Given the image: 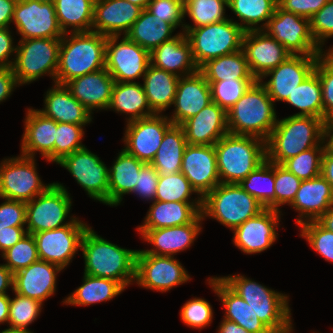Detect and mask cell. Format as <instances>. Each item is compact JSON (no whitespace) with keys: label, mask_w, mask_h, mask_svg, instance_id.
I'll return each instance as SVG.
<instances>
[{"label":"cell","mask_w":333,"mask_h":333,"mask_svg":"<svg viewBox=\"0 0 333 333\" xmlns=\"http://www.w3.org/2000/svg\"><path fill=\"white\" fill-rule=\"evenodd\" d=\"M84 274L119 282L124 288L135 280L138 250H129L113 244L88 227L81 240Z\"/></svg>","instance_id":"2"},{"label":"cell","mask_w":333,"mask_h":333,"mask_svg":"<svg viewBox=\"0 0 333 333\" xmlns=\"http://www.w3.org/2000/svg\"><path fill=\"white\" fill-rule=\"evenodd\" d=\"M327 144V124L323 119L292 115L277 120L266 141V159L283 164L303 151Z\"/></svg>","instance_id":"1"},{"label":"cell","mask_w":333,"mask_h":333,"mask_svg":"<svg viewBox=\"0 0 333 333\" xmlns=\"http://www.w3.org/2000/svg\"><path fill=\"white\" fill-rule=\"evenodd\" d=\"M210 303L202 298H192L187 301L180 310V317L188 327L203 329L209 326L213 319V311Z\"/></svg>","instance_id":"56"},{"label":"cell","mask_w":333,"mask_h":333,"mask_svg":"<svg viewBox=\"0 0 333 333\" xmlns=\"http://www.w3.org/2000/svg\"><path fill=\"white\" fill-rule=\"evenodd\" d=\"M186 146L183 128L180 125H172L164 134L161 145L150 163L159 176L180 172Z\"/></svg>","instance_id":"39"},{"label":"cell","mask_w":333,"mask_h":333,"mask_svg":"<svg viewBox=\"0 0 333 333\" xmlns=\"http://www.w3.org/2000/svg\"><path fill=\"white\" fill-rule=\"evenodd\" d=\"M1 256L7 261L5 266L13 274L39 260L33 234L24 235L19 242L7 249Z\"/></svg>","instance_id":"49"},{"label":"cell","mask_w":333,"mask_h":333,"mask_svg":"<svg viewBox=\"0 0 333 333\" xmlns=\"http://www.w3.org/2000/svg\"><path fill=\"white\" fill-rule=\"evenodd\" d=\"M319 56L290 55L267 72L259 81L274 101H286L290 94L313 71ZM267 81L262 79L269 77Z\"/></svg>","instance_id":"19"},{"label":"cell","mask_w":333,"mask_h":333,"mask_svg":"<svg viewBox=\"0 0 333 333\" xmlns=\"http://www.w3.org/2000/svg\"><path fill=\"white\" fill-rule=\"evenodd\" d=\"M35 158L24 155L2 160L0 164V198L28 202L45 192L53 183L44 185Z\"/></svg>","instance_id":"11"},{"label":"cell","mask_w":333,"mask_h":333,"mask_svg":"<svg viewBox=\"0 0 333 333\" xmlns=\"http://www.w3.org/2000/svg\"><path fill=\"white\" fill-rule=\"evenodd\" d=\"M199 71L207 82H220L233 79H255L251 74L242 50L208 60Z\"/></svg>","instance_id":"42"},{"label":"cell","mask_w":333,"mask_h":333,"mask_svg":"<svg viewBox=\"0 0 333 333\" xmlns=\"http://www.w3.org/2000/svg\"><path fill=\"white\" fill-rule=\"evenodd\" d=\"M214 147L220 183L239 184L266 160V142L254 136L228 133Z\"/></svg>","instance_id":"6"},{"label":"cell","mask_w":333,"mask_h":333,"mask_svg":"<svg viewBox=\"0 0 333 333\" xmlns=\"http://www.w3.org/2000/svg\"><path fill=\"white\" fill-rule=\"evenodd\" d=\"M145 163L124 149L119 152L113 166L109 169V205L117 206L123 196L133 192L138 176Z\"/></svg>","instance_id":"36"},{"label":"cell","mask_w":333,"mask_h":333,"mask_svg":"<svg viewBox=\"0 0 333 333\" xmlns=\"http://www.w3.org/2000/svg\"><path fill=\"white\" fill-rule=\"evenodd\" d=\"M61 38H31L19 40L12 70L19 85L31 83L49 74H57Z\"/></svg>","instance_id":"9"},{"label":"cell","mask_w":333,"mask_h":333,"mask_svg":"<svg viewBox=\"0 0 333 333\" xmlns=\"http://www.w3.org/2000/svg\"><path fill=\"white\" fill-rule=\"evenodd\" d=\"M56 164L67 169L89 197L109 205V169L97 155L84 147Z\"/></svg>","instance_id":"13"},{"label":"cell","mask_w":333,"mask_h":333,"mask_svg":"<svg viewBox=\"0 0 333 333\" xmlns=\"http://www.w3.org/2000/svg\"><path fill=\"white\" fill-rule=\"evenodd\" d=\"M159 175L151 164H144L140 170L133 192L142 199L155 201Z\"/></svg>","instance_id":"60"},{"label":"cell","mask_w":333,"mask_h":333,"mask_svg":"<svg viewBox=\"0 0 333 333\" xmlns=\"http://www.w3.org/2000/svg\"><path fill=\"white\" fill-rule=\"evenodd\" d=\"M265 207L239 184L220 183L202 198L201 215L211 217L232 231Z\"/></svg>","instance_id":"7"},{"label":"cell","mask_w":333,"mask_h":333,"mask_svg":"<svg viewBox=\"0 0 333 333\" xmlns=\"http://www.w3.org/2000/svg\"><path fill=\"white\" fill-rule=\"evenodd\" d=\"M9 27L0 28V69L12 67L14 61L9 60L10 55L16 53Z\"/></svg>","instance_id":"62"},{"label":"cell","mask_w":333,"mask_h":333,"mask_svg":"<svg viewBox=\"0 0 333 333\" xmlns=\"http://www.w3.org/2000/svg\"><path fill=\"white\" fill-rule=\"evenodd\" d=\"M281 211L265 208L233 230V243L246 254L261 253L277 238Z\"/></svg>","instance_id":"22"},{"label":"cell","mask_w":333,"mask_h":333,"mask_svg":"<svg viewBox=\"0 0 333 333\" xmlns=\"http://www.w3.org/2000/svg\"><path fill=\"white\" fill-rule=\"evenodd\" d=\"M71 200L63 184L53 182L45 192L26 202L27 233L35 234L71 224L77 218L73 216L65 222L70 213Z\"/></svg>","instance_id":"10"},{"label":"cell","mask_w":333,"mask_h":333,"mask_svg":"<svg viewBox=\"0 0 333 333\" xmlns=\"http://www.w3.org/2000/svg\"><path fill=\"white\" fill-rule=\"evenodd\" d=\"M228 0H184V16L189 15L194 25L184 24L183 31L227 20Z\"/></svg>","instance_id":"46"},{"label":"cell","mask_w":333,"mask_h":333,"mask_svg":"<svg viewBox=\"0 0 333 333\" xmlns=\"http://www.w3.org/2000/svg\"><path fill=\"white\" fill-rule=\"evenodd\" d=\"M263 30L291 55L320 56L325 53L311 34L310 19L283 11L278 6Z\"/></svg>","instance_id":"12"},{"label":"cell","mask_w":333,"mask_h":333,"mask_svg":"<svg viewBox=\"0 0 333 333\" xmlns=\"http://www.w3.org/2000/svg\"><path fill=\"white\" fill-rule=\"evenodd\" d=\"M142 8L126 0H96L92 31L109 36H124L135 23ZM94 29V30H93Z\"/></svg>","instance_id":"23"},{"label":"cell","mask_w":333,"mask_h":333,"mask_svg":"<svg viewBox=\"0 0 333 333\" xmlns=\"http://www.w3.org/2000/svg\"><path fill=\"white\" fill-rule=\"evenodd\" d=\"M150 64L178 77L188 76L199 71L184 32L176 34L173 39L163 42L153 49L150 52Z\"/></svg>","instance_id":"31"},{"label":"cell","mask_w":333,"mask_h":333,"mask_svg":"<svg viewBox=\"0 0 333 333\" xmlns=\"http://www.w3.org/2000/svg\"><path fill=\"white\" fill-rule=\"evenodd\" d=\"M35 1H38V2H50V3H53L54 2V0H35Z\"/></svg>","instance_id":"74"},{"label":"cell","mask_w":333,"mask_h":333,"mask_svg":"<svg viewBox=\"0 0 333 333\" xmlns=\"http://www.w3.org/2000/svg\"><path fill=\"white\" fill-rule=\"evenodd\" d=\"M187 144L215 145L228 134L227 113L215 102L209 103L198 114L180 125Z\"/></svg>","instance_id":"27"},{"label":"cell","mask_w":333,"mask_h":333,"mask_svg":"<svg viewBox=\"0 0 333 333\" xmlns=\"http://www.w3.org/2000/svg\"><path fill=\"white\" fill-rule=\"evenodd\" d=\"M114 84V78L103 68L68 81L65 86L93 114L95 109L107 110Z\"/></svg>","instance_id":"30"},{"label":"cell","mask_w":333,"mask_h":333,"mask_svg":"<svg viewBox=\"0 0 333 333\" xmlns=\"http://www.w3.org/2000/svg\"><path fill=\"white\" fill-rule=\"evenodd\" d=\"M202 202L153 201L143 225L137 229H158L192 223L200 214Z\"/></svg>","instance_id":"34"},{"label":"cell","mask_w":333,"mask_h":333,"mask_svg":"<svg viewBox=\"0 0 333 333\" xmlns=\"http://www.w3.org/2000/svg\"><path fill=\"white\" fill-rule=\"evenodd\" d=\"M88 227L76 218L66 226L33 234L39 259L64 269L81 248V240Z\"/></svg>","instance_id":"16"},{"label":"cell","mask_w":333,"mask_h":333,"mask_svg":"<svg viewBox=\"0 0 333 333\" xmlns=\"http://www.w3.org/2000/svg\"><path fill=\"white\" fill-rule=\"evenodd\" d=\"M12 22L21 40L31 38H62L54 3L17 0Z\"/></svg>","instance_id":"18"},{"label":"cell","mask_w":333,"mask_h":333,"mask_svg":"<svg viewBox=\"0 0 333 333\" xmlns=\"http://www.w3.org/2000/svg\"><path fill=\"white\" fill-rule=\"evenodd\" d=\"M190 43L196 65L242 50L245 31L233 19L183 31Z\"/></svg>","instance_id":"8"},{"label":"cell","mask_w":333,"mask_h":333,"mask_svg":"<svg viewBox=\"0 0 333 333\" xmlns=\"http://www.w3.org/2000/svg\"><path fill=\"white\" fill-rule=\"evenodd\" d=\"M210 287L218 295L227 319L242 326L250 333H273L236 292H234L220 277H209L207 279Z\"/></svg>","instance_id":"32"},{"label":"cell","mask_w":333,"mask_h":333,"mask_svg":"<svg viewBox=\"0 0 333 333\" xmlns=\"http://www.w3.org/2000/svg\"><path fill=\"white\" fill-rule=\"evenodd\" d=\"M146 10L175 28L182 24L183 30L184 0H151Z\"/></svg>","instance_id":"58"},{"label":"cell","mask_w":333,"mask_h":333,"mask_svg":"<svg viewBox=\"0 0 333 333\" xmlns=\"http://www.w3.org/2000/svg\"><path fill=\"white\" fill-rule=\"evenodd\" d=\"M311 34L322 49L324 42L333 37V0H329L310 18Z\"/></svg>","instance_id":"57"},{"label":"cell","mask_w":333,"mask_h":333,"mask_svg":"<svg viewBox=\"0 0 333 333\" xmlns=\"http://www.w3.org/2000/svg\"><path fill=\"white\" fill-rule=\"evenodd\" d=\"M274 105L265 87L256 80L226 111L228 132L254 136L266 142L278 120Z\"/></svg>","instance_id":"4"},{"label":"cell","mask_w":333,"mask_h":333,"mask_svg":"<svg viewBox=\"0 0 333 333\" xmlns=\"http://www.w3.org/2000/svg\"><path fill=\"white\" fill-rule=\"evenodd\" d=\"M327 138L328 142L333 146V121L327 124Z\"/></svg>","instance_id":"73"},{"label":"cell","mask_w":333,"mask_h":333,"mask_svg":"<svg viewBox=\"0 0 333 333\" xmlns=\"http://www.w3.org/2000/svg\"><path fill=\"white\" fill-rule=\"evenodd\" d=\"M173 125L167 116L154 114L127 123L124 150L145 164H150L159 149L163 136Z\"/></svg>","instance_id":"17"},{"label":"cell","mask_w":333,"mask_h":333,"mask_svg":"<svg viewBox=\"0 0 333 333\" xmlns=\"http://www.w3.org/2000/svg\"><path fill=\"white\" fill-rule=\"evenodd\" d=\"M204 221L200 214L192 223L158 229H137L144 241L153 245V249L142 250L152 255L174 256L183 251L196 240Z\"/></svg>","instance_id":"25"},{"label":"cell","mask_w":333,"mask_h":333,"mask_svg":"<svg viewBox=\"0 0 333 333\" xmlns=\"http://www.w3.org/2000/svg\"><path fill=\"white\" fill-rule=\"evenodd\" d=\"M126 1H129L130 3L137 5L142 9H146L149 3L151 2V0H126Z\"/></svg>","instance_id":"72"},{"label":"cell","mask_w":333,"mask_h":333,"mask_svg":"<svg viewBox=\"0 0 333 333\" xmlns=\"http://www.w3.org/2000/svg\"><path fill=\"white\" fill-rule=\"evenodd\" d=\"M120 37H107L105 68L115 82H135L150 65V52L124 35L119 42Z\"/></svg>","instance_id":"15"},{"label":"cell","mask_w":333,"mask_h":333,"mask_svg":"<svg viewBox=\"0 0 333 333\" xmlns=\"http://www.w3.org/2000/svg\"><path fill=\"white\" fill-rule=\"evenodd\" d=\"M44 98L45 107L38 111L57 123L86 125L92 121V113L73 97L65 85L55 83Z\"/></svg>","instance_id":"33"},{"label":"cell","mask_w":333,"mask_h":333,"mask_svg":"<svg viewBox=\"0 0 333 333\" xmlns=\"http://www.w3.org/2000/svg\"><path fill=\"white\" fill-rule=\"evenodd\" d=\"M314 71L320 79L324 121L328 124L333 121V47L318 57Z\"/></svg>","instance_id":"50"},{"label":"cell","mask_w":333,"mask_h":333,"mask_svg":"<svg viewBox=\"0 0 333 333\" xmlns=\"http://www.w3.org/2000/svg\"><path fill=\"white\" fill-rule=\"evenodd\" d=\"M329 0H277L280 9L310 19Z\"/></svg>","instance_id":"61"},{"label":"cell","mask_w":333,"mask_h":333,"mask_svg":"<svg viewBox=\"0 0 333 333\" xmlns=\"http://www.w3.org/2000/svg\"><path fill=\"white\" fill-rule=\"evenodd\" d=\"M68 34L61 38L59 48L55 83L60 85L105 68V35L93 31Z\"/></svg>","instance_id":"3"},{"label":"cell","mask_w":333,"mask_h":333,"mask_svg":"<svg viewBox=\"0 0 333 333\" xmlns=\"http://www.w3.org/2000/svg\"><path fill=\"white\" fill-rule=\"evenodd\" d=\"M277 6V0H228V8L239 18L237 24L244 31L263 30Z\"/></svg>","instance_id":"44"},{"label":"cell","mask_w":333,"mask_h":333,"mask_svg":"<svg viewBox=\"0 0 333 333\" xmlns=\"http://www.w3.org/2000/svg\"><path fill=\"white\" fill-rule=\"evenodd\" d=\"M84 126L71 123H57L54 162L57 163L64 156L85 147L81 142L84 136Z\"/></svg>","instance_id":"52"},{"label":"cell","mask_w":333,"mask_h":333,"mask_svg":"<svg viewBox=\"0 0 333 333\" xmlns=\"http://www.w3.org/2000/svg\"><path fill=\"white\" fill-rule=\"evenodd\" d=\"M107 109L129 114L127 123L154 115L151 111L143 85L139 82H115Z\"/></svg>","instance_id":"37"},{"label":"cell","mask_w":333,"mask_h":333,"mask_svg":"<svg viewBox=\"0 0 333 333\" xmlns=\"http://www.w3.org/2000/svg\"><path fill=\"white\" fill-rule=\"evenodd\" d=\"M181 265L174 256L152 255L138 250L134 282L146 289L166 292L191 279Z\"/></svg>","instance_id":"14"},{"label":"cell","mask_w":333,"mask_h":333,"mask_svg":"<svg viewBox=\"0 0 333 333\" xmlns=\"http://www.w3.org/2000/svg\"><path fill=\"white\" fill-rule=\"evenodd\" d=\"M321 175L328 181L333 191V146L329 142L322 156Z\"/></svg>","instance_id":"65"},{"label":"cell","mask_w":333,"mask_h":333,"mask_svg":"<svg viewBox=\"0 0 333 333\" xmlns=\"http://www.w3.org/2000/svg\"><path fill=\"white\" fill-rule=\"evenodd\" d=\"M17 0H0V28H7L13 20Z\"/></svg>","instance_id":"66"},{"label":"cell","mask_w":333,"mask_h":333,"mask_svg":"<svg viewBox=\"0 0 333 333\" xmlns=\"http://www.w3.org/2000/svg\"><path fill=\"white\" fill-rule=\"evenodd\" d=\"M256 79H233L208 82L211 87L212 102L225 111L230 109L249 89Z\"/></svg>","instance_id":"51"},{"label":"cell","mask_w":333,"mask_h":333,"mask_svg":"<svg viewBox=\"0 0 333 333\" xmlns=\"http://www.w3.org/2000/svg\"><path fill=\"white\" fill-rule=\"evenodd\" d=\"M301 237L328 262H333V232L324 228L318 221H309L299 227Z\"/></svg>","instance_id":"54"},{"label":"cell","mask_w":333,"mask_h":333,"mask_svg":"<svg viewBox=\"0 0 333 333\" xmlns=\"http://www.w3.org/2000/svg\"><path fill=\"white\" fill-rule=\"evenodd\" d=\"M26 225V202L6 199L0 205V231Z\"/></svg>","instance_id":"59"},{"label":"cell","mask_w":333,"mask_h":333,"mask_svg":"<svg viewBox=\"0 0 333 333\" xmlns=\"http://www.w3.org/2000/svg\"><path fill=\"white\" fill-rule=\"evenodd\" d=\"M217 331V333H250L242 326L227 319H223Z\"/></svg>","instance_id":"68"},{"label":"cell","mask_w":333,"mask_h":333,"mask_svg":"<svg viewBox=\"0 0 333 333\" xmlns=\"http://www.w3.org/2000/svg\"><path fill=\"white\" fill-rule=\"evenodd\" d=\"M43 303L15 293L10 298L8 323L11 327L28 329V325L40 315Z\"/></svg>","instance_id":"53"},{"label":"cell","mask_w":333,"mask_h":333,"mask_svg":"<svg viewBox=\"0 0 333 333\" xmlns=\"http://www.w3.org/2000/svg\"><path fill=\"white\" fill-rule=\"evenodd\" d=\"M211 102L210 84L200 71L180 77L173 103L175 110L169 119L173 125H181Z\"/></svg>","instance_id":"24"},{"label":"cell","mask_w":333,"mask_h":333,"mask_svg":"<svg viewBox=\"0 0 333 333\" xmlns=\"http://www.w3.org/2000/svg\"><path fill=\"white\" fill-rule=\"evenodd\" d=\"M0 333H33V332L24 328L9 326L7 329H4L2 332L0 331Z\"/></svg>","instance_id":"71"},{"label":"cell","mask_w":333,"mask_h":333,"mask_svg":"<svg viewBox=\"0 0 333 333\" xmlns=\"http://www.w3.org/2000/svg\"><path fill=\"white\" fill-rule=\"evenodd\" d=\"M124 290L125 288L117 281L84 274L83 284L62 302L66 305L89 306L109 301Z\"/></svg>","instance_id":"40"},{"label":"cell","mask_w":333,"mask_h":333,"mask_svg":"<svg viewBox=\"0 0 333 333\" xmlns=\"http://www.w3.org/2000/svg\"><path fill=\"white\" fill-rule=\"evenodd\" d=\"M239 185L265 208L275 210L274 163L266 159L243 179Z\"/></svg>","instance_id":"45"},{"label":"cell","mask_w":333,"mask_h":333,"mask_svg":"<svg viewBox=\"0 0 333 333\" xmlns=\"http://www.w3.org/2000/svg\"><path fill=\"white\" fill-rule=\"evenodd\" d=\"M242 51L256 80L281 64L291 54L264 30L245 31Z\"/></svg>","instance_id":"21"},{"label":"cell","mask_w":333,"mask_h":333,"mask_svg":"<svg viewBox=\"0 0 333 333\" xmlns=\"http://www.w3.org/2000/svg\"><path fill=\"white\" fill-rule=\"evenodd\" d=\"M176 28L158 16L143 9L138 19L125 35L129 40L151 52L163 42L173 39L172 32Z\"/></svg>","instance_id":"38"},{"label":"cell","mask_w":333,"mask_h":333,"mask_svg":"<svg viewBox=\"0 0 333 333\" xmlns=\"http://www.w3.org/2000/svg\"><path fill=\"white\" fill-rule=\"evenodd\" d=\"M58 265L37 260L14 274L13 292L43 303L56 291Z\"/></svg>","instance_id":"26"},{"label":"cell","mask_w":333,"mask_h":333,"mask_svg":"<svg viewBox=\"0 0 333 333\" xmlns=\"http://www.w3.org/2000/svg\"><path fill=\"white\" fill-rule=\"evenodd\" d=\"M180 172L191 183L199 197L203 198L211 192L220 184L214 145L187 144Z\"/></svg>","instance_id":"20"},{"label":"cell","mask_w":333,"mask_h":333,"mask_svg":"<svg viewBox=\"0 0 333 333\" xmlns=\"http://www.w3.org/2000/svg\"><path fill=\"white\" fill-rule=\"evenodd\" d=\"M14 274L5 266L0 264V296L7 294L10 287L13 290Z\"/></svg>","instance_id":"67"},{"label":"cell","mask_w":333,"mask_h":333,"mask_svg":"<svg viewBox=\"0 0 333 333\" xmlns=\"http://www.w3.org/2000/svg\"><path fill=\"white\" fill-rule=\"evenodd\" d=\"M95 0H54L58 23L63 33L92 31ZM70 26V27H69Z\"/></svg>","instance_id":"41"},{"label":"cell","mask_w":333,"mask_h":333,"mask_svg":"<svg viewBox=\"0 0 333 333\" xmlns=\"http://www.w3.org/2000/svg\"><path fill=\"white\" fill-rule=\"evenodd\" d=\"M10 297L8 294L0 296V324L7 322L9 317Z\"/></svg>","instance_id":"69"},{"label":"cell","mask_w":333,"mask_h":333,"mask_svg":"<svg viewBox=\"0 0 333 333\" xmlns=\"http://www.w3.org/2000/svg\"><path fill=\"white\" fill-rule=\"evenodd\" d=\"M326 145H317L289 158L282 165L301 180H308L321 174L322 156Z\"/></svg>","instance_id":"48"},{"label":"cell","mask_w":333,"mask_h":333,"mask_svg":"<svg viewBox=\"0 0 333 333\" xmlns=\"http://www.w3.org/2000/svg\"><path fill=\"white\" fill-rule=\"evenodd\" d=\"M26 114L21 155L34 158L37 151L47 161L54 162L57 122L45 117L38 109L28 108Z\"/></svg>","instance_id":"29"},{"label":"cell","mask_w":333,"mask_h":333,"mask_svg":"<svg viewBox=\"0 0 333 333\" xmlns=\"http://www.w3.org/2000/svg\"><path fill=\"white\" fill-rule=\"evenodd\" d=\"M236 292L273 333H291L293 324L288 296L243 275L220 277Z\"/></svg>","instance_id":"5"},{"label":"cell","mask_w":333,"mask_h":333,"mask_svg":"<svg viewBox=\"0 0 333 333\" xmlns=\"http://www.w3.org/2000/svg\"><path fill=\"white\" fill-rule=\"evenodd\" d=\"M27 234L24 227H8L0 231V251L4 253L7 249L11 248L14 244L19 242L21 238Z\"/></svg>","instance_id":"63"},{"label":"cell","mask_w":333,"mask_h":333,"mask_svg":"<svg viewBox=\"0 0 333 333\" xmlns=\"http://www.w3.org/2000/svg\"><path fill=\"white\" fill-rule=\"evenodd\" d=\"M285 102L301 110L294 116H311L324 120L322 88L318 74L313 71L307 76Z\"/></svg>","instance_id":"43"},{"label":"cell","mask_w":333,"mask_h":333,"mask_svg":"<svg viewBox=\"0 0 333 333\" xmlns=\"http://www.w3.org/2000/svg\"><path fill=\"white\" fill-rule=\"evenodd\" d=\"M197 193L183 173L159 176L155 201L164 202H202V197L189 200Z\"/></svg>","instance_id":"47"},{"label":"cell","mask_w":333,"mask_h":333,"mask_svg":"<svg viewBox=\"0 0 333 333\" xmlns=\"http://www.w3.org/2000/svg\"><path fill=\"white\" fill-rule=\"evenodd\" d=\"M332 205L333 191L331 185L320 174L314 178L301 181L291 207L299 211L296 223L300 226L309 221H317Z\"/></svg>","instance_id":"28"},{"label":"cell","mask_w":333,"mask_h":333,"mask_svg":"<svg viewBox=\"0 0 333 333\" xmlns=\"http://www.w3.org/2000/svg\"><path fill=\"white\" fill-rule=\"evenodd\" d=\"M324 228L333 232V205L317 220Z\"/></svg>","instance_id":"70"},{"label":"cell","mask_w":333,"mask_h":333,"mask_svg":"<svg viewBox=\"0 0 333 333\" xmlns=\"http://www.w3.org/2000/svg\"><path fill=\"white\" fill-rule=\"evenodd\" d=\"M18 85L11 67L0 69V102L10 97L14 88Z\"/></svg>","instance_id":"64"},{"label":"cell","mask_w":333,"mask_h":333,"mask_svg":"<svg viewBox=\"0 0 333 333\" xmlns=\"http://www.w3.org/2000/svg\"><path fill=\"white\" fill-rule=\"evenodd\" d=\"M275 178V210L284 204H292L301 184V179L296 177L282 164L274 163Z\"/></svg>","instance_id":"55"},{"label":"cell","mask_w":333,"mask_h":333,"mask_svg":"<svg viewBox=\"0 0 333 333\" xmlns=\"http://www.w3.org/2000/svg\"><path fill=\"white\" fill-rule=\"evenodd\" d=\"M179 78L151 64L148 66L142 85L148 105L154 114H161L173 105Z\"/></svg>","instance_id":"35"}]
</instances>
